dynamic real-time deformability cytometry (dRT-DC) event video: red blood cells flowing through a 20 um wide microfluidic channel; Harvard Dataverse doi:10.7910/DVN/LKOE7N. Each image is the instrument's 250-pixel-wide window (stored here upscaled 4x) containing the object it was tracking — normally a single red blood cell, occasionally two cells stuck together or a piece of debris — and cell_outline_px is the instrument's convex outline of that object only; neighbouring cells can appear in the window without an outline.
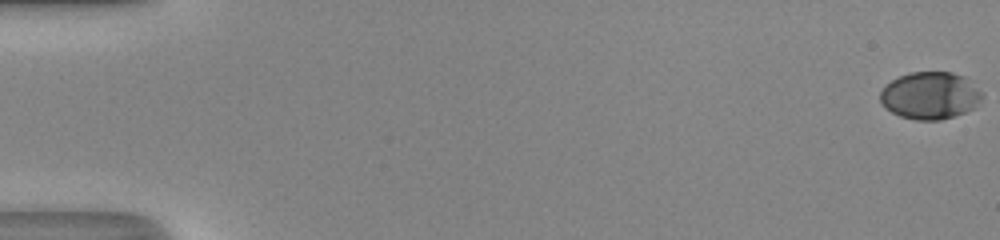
{"species": "human", "species_latin": "Homo sapiens", "temperature_condition": "room temperature", "stored_images_in_passage": 52, "camera_frame_rate_fps": 3000, "um_per_image_px": 0.085, "donor": {"sex": "male"}, "frame": {"image": 1, "passage_image": 1, "time_ms": 0.0, "image_size_px": [1000, 240], "cell_outline_px": [[984, 96], [972, 108], [964, 112], [940, 120], [916, 120], [900, 116], [884, 108], [880, 104], [880, 92], [892, 80], [908, 72], [952, 72], [964, 76], [984, 92]], "centroid_in_image_um": [79.06, 8.11], "position_along_channel_um": 5.9, "area_um2": 28.09}}
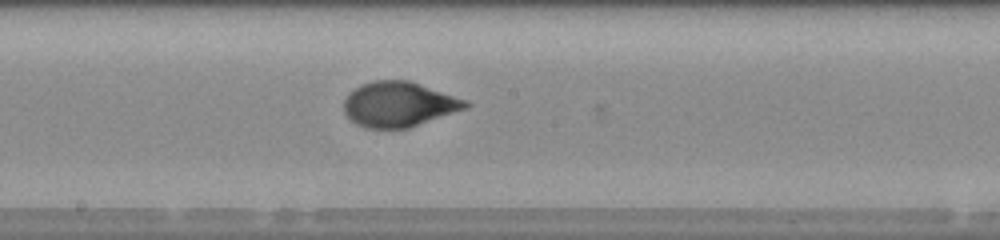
{"frame": {"image": 2, "passage_image": 30, "time_ms": 9.667, "image_size_px": [1000, 240], "cell_outline_px": [[472, 104], [468, 108], [408, 128], [364, 128], [356, 124], [344, 112], [344, 100], [356, 88], [372, 80], [408, 80], [468, 100]], "centroid_in_image_um": [33.94, 8.87], "position_along_channel_um": 214.3, "area_um2": 31.79}}
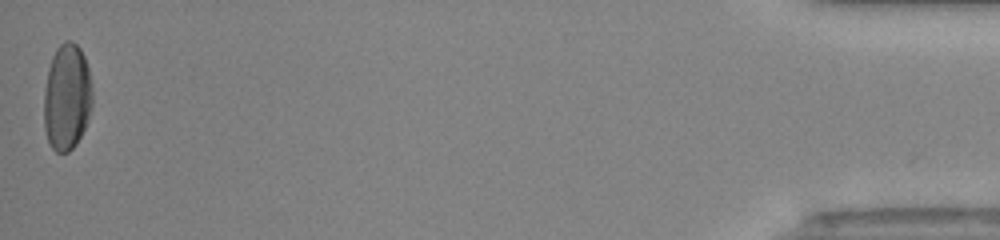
{"frame": {"image": 3, "passage_image": 52, "time_ms": 17.0, "image_size_px": [1000, 240], "cell_outline_px": [[92, 104], [88, 120], [76, 144], [68, 152], [56, 152], [48, 144], [44, 128], [44, 92], [48, 68], [52, 56], [56, 48], [64, 40], [72, 40], [80, 48], [84, 56], [88, 68], [92, 88]], "centroid_in_image_um": [5.67, 8.25], "position_along_channel_um": 429.5, "area_um2": 30.35}, "authors_computed_cell_mechanics": {"area_um2": 30.3739, "velocity_mm_per_s": 4.2146, "shape_relaxation_time_tau1_ms": 3.3966, "shape_relaxation_time_tau2_ms": null, "deformation_change_tau1": 0.1812, "deformation_change_tau2": null}}